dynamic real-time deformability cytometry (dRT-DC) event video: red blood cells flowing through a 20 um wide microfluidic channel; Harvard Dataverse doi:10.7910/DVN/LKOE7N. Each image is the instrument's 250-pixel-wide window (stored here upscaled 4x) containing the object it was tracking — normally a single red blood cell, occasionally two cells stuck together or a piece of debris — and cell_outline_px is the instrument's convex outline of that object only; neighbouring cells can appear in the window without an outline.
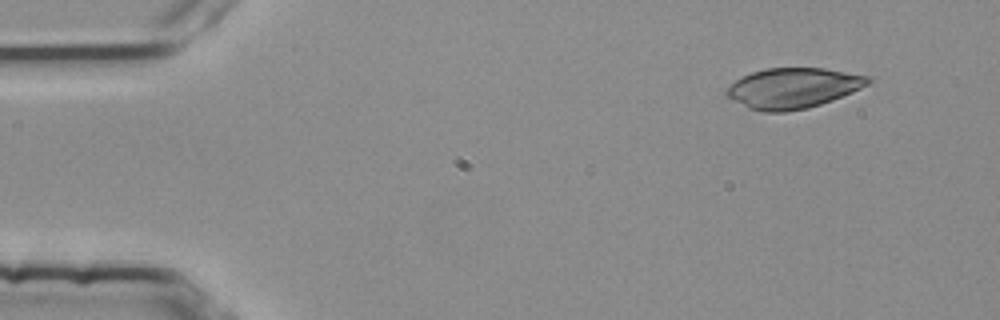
{"species": "common noctule bat (a hibernating species)", "species_latin": "Nyctalus noctula", "temperature_condition": "room temperature", "stored_images_in_passage": 4, "camera_frame_rate_fps": 3000, "um_per_image_px": 0.085, "animal": {"sex": "female", "body_mass_g": 25.1}, "frame": {"image": 1, "passage_image": 4, "time_ms": 1.0, "image_size_px": [1000, 320], "cell_outline_px": [[872, 80], [868, 84], [852, 92], [832, 100], [808, 108], [784, 112], [764, 112], [748, 108], [724, 96], [724, 92], [736, 80], [752, 72], [764, 68], [824, 68], [872, 76]], "centroid_in_image_um": [67.41, 7.49], "position_along_channel_um": 17.6, "area_um2": 33.35}}